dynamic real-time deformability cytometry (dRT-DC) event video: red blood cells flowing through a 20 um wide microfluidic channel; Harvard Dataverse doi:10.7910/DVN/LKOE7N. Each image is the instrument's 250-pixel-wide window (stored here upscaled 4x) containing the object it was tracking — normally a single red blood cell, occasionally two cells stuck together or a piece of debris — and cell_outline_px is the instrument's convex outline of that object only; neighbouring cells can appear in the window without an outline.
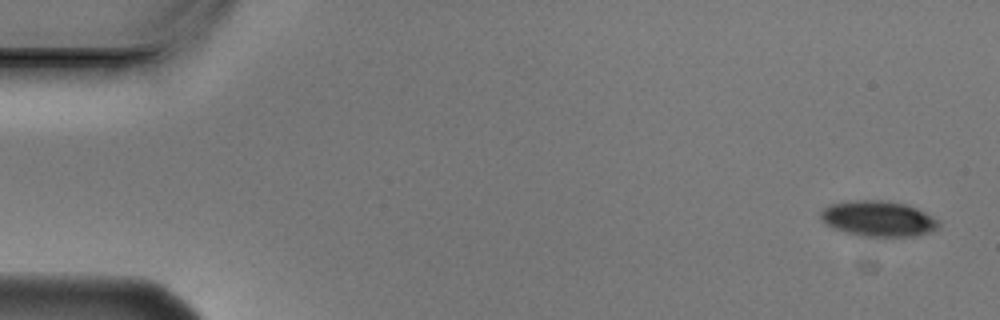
{"species": "Egyptian fruit bat (a non-hibernating species)", "species_latin": "Rousettus aegyptiacus", "temperature_condition": "cold", "stored_images_in_passage": 5, "camera_frame_rate_fps": 3000, "um_per_image_px": 0.085, "animal": {"sex": "male"}, "frame": {"image": 1, "passage_image": 1, "time_ms": 0.0, "image_size_px": [1000, 320], "cell_outline_px": [[940, 224], [936, 228], [928, 232], [912, 236], [860, 236], [844, 232], [832, 228], [824, 224], [820, 220], [820, 212], [828, 204], [848, 200], [888, 200], [908, 204], [940, 220]], "centroid_in_image_um": [74.59, 18.57], "position_along_channel_um": 10.4, "area_um2": 24.8}}
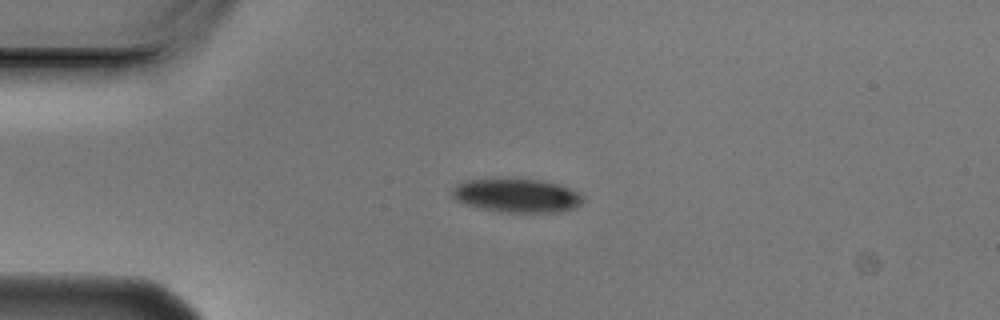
{"frame": {"image": 2, "passage_image": 4, "time_ms": 1.0, "image_size_px": [1000, 320], "cell_outline_px": [[584, 200], [580, 204], [572, 208], [560, 212], [504, 212], [484, 208], [468, 204], [456, 200], [452, 196], [452, 188], [456, 184], [464, 180], [504, 176], [512, 176], [544, 180], [560, 184], [572, 188], [584, 196]], "centroid_in_image_um": [43.93, 16.55], "position_along_channel_um": 41.1, "area_um2": 26.65}}